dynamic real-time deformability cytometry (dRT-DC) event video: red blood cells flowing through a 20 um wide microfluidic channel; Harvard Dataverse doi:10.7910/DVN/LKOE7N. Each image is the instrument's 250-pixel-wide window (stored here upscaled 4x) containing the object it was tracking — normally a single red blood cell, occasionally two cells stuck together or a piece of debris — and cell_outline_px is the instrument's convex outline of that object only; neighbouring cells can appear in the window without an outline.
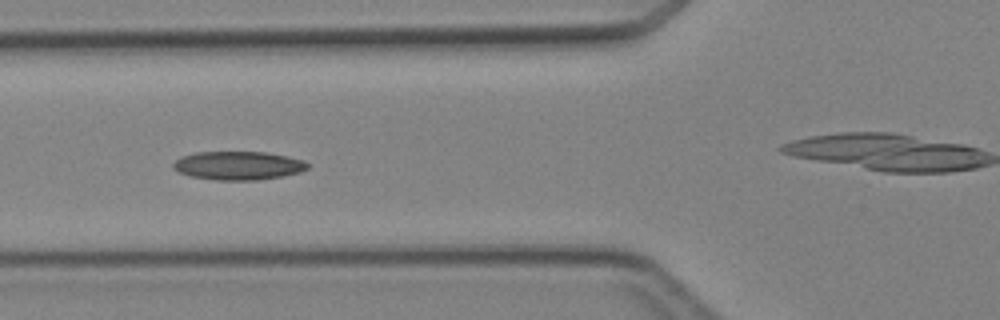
{"species": "Egyptian fruit bat (a non-hibernating species)", "species_latin": "Rousettus aegyptiacus", "temperature_condition": "cold", "stored_images_in_passage": 5, "camera_frame_rate_fps": 3000, "um_per_image_px": 0.085, "animal": {"sex": "female"}, "frame": {"image": 1, "passage_image": 4, "time_ms": 4.333, "image_size_px": [1000, 320], "cell_outline_px": [[308, 168], [300, 172], [280, 176], [256, 180], [216, 180], [192, 176], [180, 172], [172, 168], [172, 164], [180, 156], [196, 152], [264, 152], [288, 156], [304, 160], [308, 164]], "centroid_in_image_um": [20.24, 14.06], "position_along_channel_um": 105.6, "area_um2": 22.25}}